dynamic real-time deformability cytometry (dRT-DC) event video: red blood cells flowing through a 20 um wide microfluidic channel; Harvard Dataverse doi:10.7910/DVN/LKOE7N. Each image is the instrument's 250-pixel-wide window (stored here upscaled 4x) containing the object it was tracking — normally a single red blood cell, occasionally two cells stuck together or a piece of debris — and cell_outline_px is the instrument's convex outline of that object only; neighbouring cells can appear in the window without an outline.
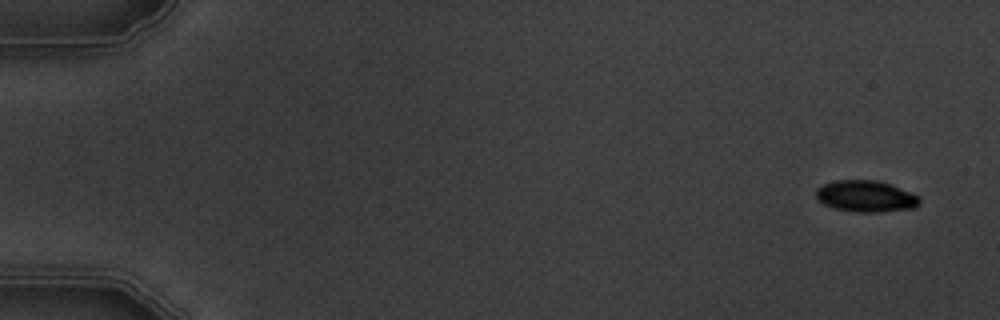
{"species": "common noctule bat (a hibernating species)", "species_latin": "Nyctalus noctula", "temperature_condition": "warm", "stored_images_in_passage": 6, "camera_frame_rate_fps": 3000, "um_per_image_px": 0.085, "animal": {"sex": "male", "body_mass_g": 19.5, "forearm_length_mm": 54.6}, "frame": {"image": 1, "passage_image": 1, "time_ms": 0.0, "image_size_px": [1000, 320], "cell_outline_px": [[920, 204], [912, 208], [880, 212], [856, 212], [836, 208], [824, 204], [816, 196], [816, 188], [824, 184], [836, 180], [880, 180], [892, 184], [912, 192], [920, 196]], "centroid_in_image_um": [73.64, 16.67], "position_along_channel_um": 11.4, "area_um2": 19.07}}
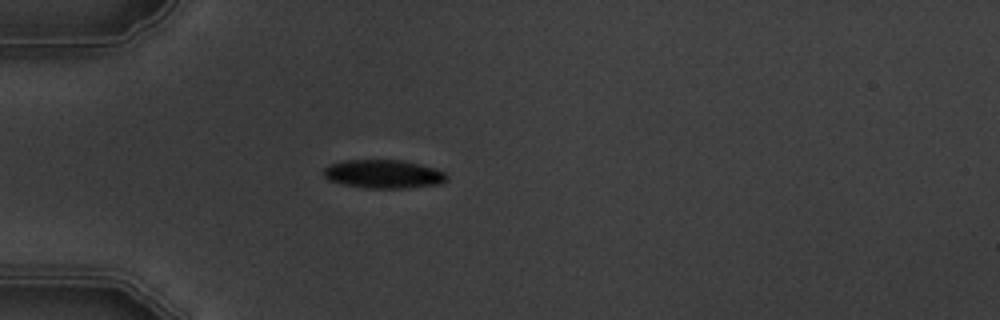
{"frame": {"image": 2, "passage_image": 5, "time_ms": 4.667, "image_size_px": [1000, 320], "cell_outline_px": [[448, 180], [440, 184], [404, 188], [364, 188], [344, 184], [328, 180], [324, 176], [324, 168], [332, 164], [344, 160], [404, 160], [436, 168], [444, 172], [448, 176]], "centroid_in_image_um": [32.63, 14.79], "position_along_channel_um": 52.4, "area_um2": 20.52}}